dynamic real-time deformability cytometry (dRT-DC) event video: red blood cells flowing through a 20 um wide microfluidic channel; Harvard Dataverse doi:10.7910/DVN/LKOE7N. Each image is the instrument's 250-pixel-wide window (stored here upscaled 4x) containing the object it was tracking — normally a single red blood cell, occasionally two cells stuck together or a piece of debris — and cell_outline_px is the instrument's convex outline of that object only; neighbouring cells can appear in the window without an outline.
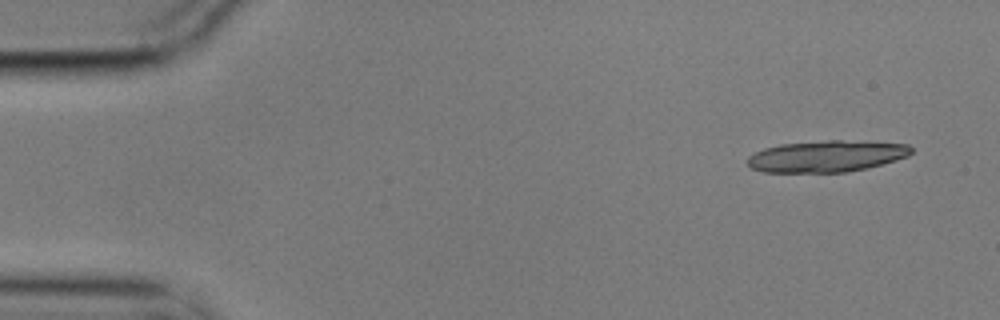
{"species": "common noctule bat (a hibernating species)", "species_latin": "Nyctalus noctula", "temperature_condition": "cold", "stored_images_in_passage": 9, "segment_of_instrument_passage": [1, 2], "camera_frame_rate_fps": 3000, "um_per_image_px": 0.085, "animal": {"sex": "male", "body_mass_g": 17.9}, "frame": {"image": 1, "passage_image": 1, "time_ms": 0.0, "image_size_px": [1000, 320], "cell_outline_px": [[912, 152], [908, 156], [868, 168], [844, 172], [764, 172], [752, 168], [748, 164], [748, 156], [764, 148], [780, 144], [828, 140], [840, 140], [908, 144], [912, 148]], "centroid_in_image_um": [70.25, 13.28], "position_along_channel_um": 14.7, "area_um2": 29.88}}